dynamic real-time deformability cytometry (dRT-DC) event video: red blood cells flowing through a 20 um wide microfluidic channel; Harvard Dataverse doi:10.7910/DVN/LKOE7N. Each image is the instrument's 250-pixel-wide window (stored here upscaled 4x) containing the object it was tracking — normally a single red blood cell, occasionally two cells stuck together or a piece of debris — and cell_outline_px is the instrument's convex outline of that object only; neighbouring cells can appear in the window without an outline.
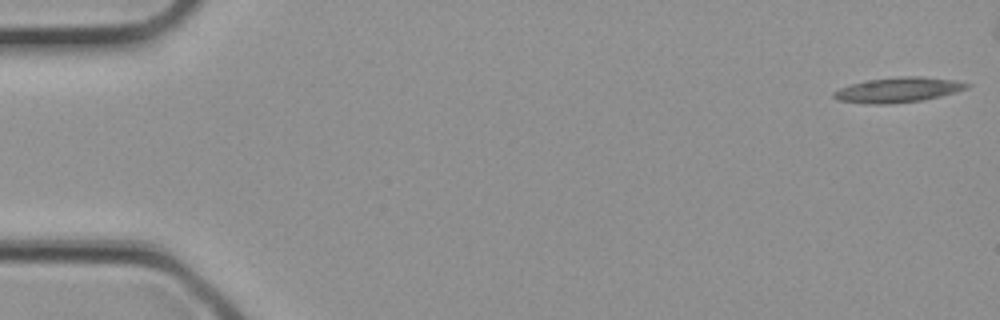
{"species": "common noctule bat (a hibernating species)", "species_latin": "Nyctalus noctula", "temperature_condition": "cold", "stored_images_in_passage": 4, "segment_of_instrument_passage": [2, 2], "camera_frame_rate_fps": 3000, "um_per_image_px": 0.085, "animal": {"sex": "female", "body_mass_g": 21.9}, "frame": {"image": 1, "passage_image": 4, "time_ms": 1.0, "image_size_px": [1000, 320], "cell_outline_px": [[972, 84], [968, 88], [956, 92], [940, 96], [920, 100], [888, 104], [872, 104], [840, 100], [832, 96], [832, 92], [840, 88], [852, 84], [868, 80], [900, 76], [920, 76], [956, 80]], "centroid_in_image_um": [76.38, 7.63], "position_along_channel_um": 8.6, "area_um2": 19.25}}